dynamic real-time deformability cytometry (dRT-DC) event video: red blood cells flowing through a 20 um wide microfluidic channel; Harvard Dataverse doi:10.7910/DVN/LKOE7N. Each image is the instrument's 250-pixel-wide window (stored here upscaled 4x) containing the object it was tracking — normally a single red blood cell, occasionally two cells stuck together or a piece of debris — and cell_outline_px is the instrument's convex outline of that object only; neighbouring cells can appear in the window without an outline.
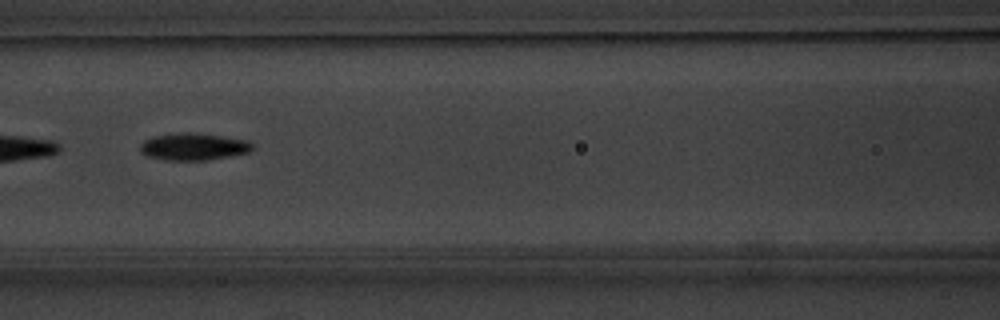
{"species": "common noctule bat (a hibernating species)", "species_latin": "Nyctalus noctula", "temperature_condition": "warm", "stored_images_in_passage": 15, "camera_frame_rate_fps": 3000, "um_per_image_px": 0.085, "animal": {"sex": "male", "body_mass_g": 20.1, "forearm_length_mm": 53.5}, "frame": {"image": 1, "passage_image": 7, "time_ms": 2.0, "image_size_px": [1000, 320], "cell_outline_px": [[256, 148], [248, 152], [208, 160], [164, 160], [148, 156], [140, 152], [140, 144], [144, 140], [152, 136], [184, 132], [188, 132], [224, 136], [248, 140]], "centroid_in_image_um": [16.45, 12.46], "position_along_channel_um": 150.2, "area_um2": 17.8}}